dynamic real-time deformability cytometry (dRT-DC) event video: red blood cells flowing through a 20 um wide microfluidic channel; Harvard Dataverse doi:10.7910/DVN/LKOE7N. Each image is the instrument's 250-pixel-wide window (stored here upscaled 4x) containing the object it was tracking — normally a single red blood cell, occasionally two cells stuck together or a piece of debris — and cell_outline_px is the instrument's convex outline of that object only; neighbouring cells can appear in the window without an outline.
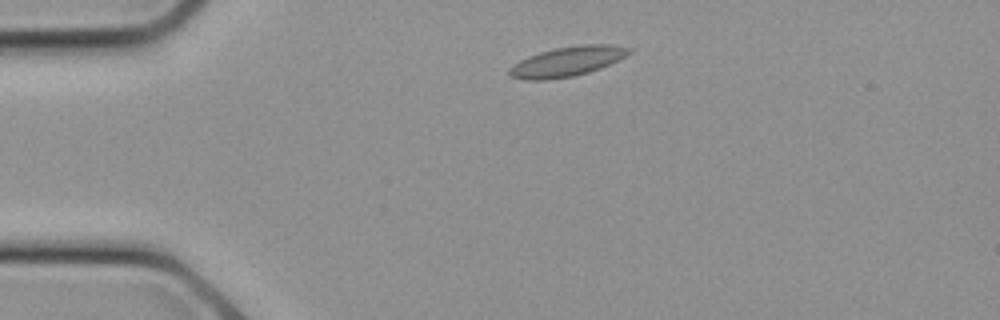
{"species": "common noctule bat (a hibernating species)", "species_latin": "Nyctalus noctula", "temperature_condition": "cold", "stored_images_in_passage": 10, "camera_frame_rate_fps": 3000, "um_per_image_px": 0.085, "animal": {"sex": "female", "body_mass_g": 21.9}, "frame": {"image": 1, "passage_image": 3, "time_ms": 0.667, "image_size_px": [1000, 320], "cell_outline_px": [[628, 52], [624, 56], [600, 68], [588, 72], [572, 76], [548, 80], [524, 80], [512, 76], [508, 72], [508, 68], [512, 64], [528, 56], [540, 52], [556, 48], [580, 44], [608, 44], [628, 48]], "centroid_in_image_um": [48.12, 5.23], "position_along_channel_um": 36.9, "area_um2": 20.4}}
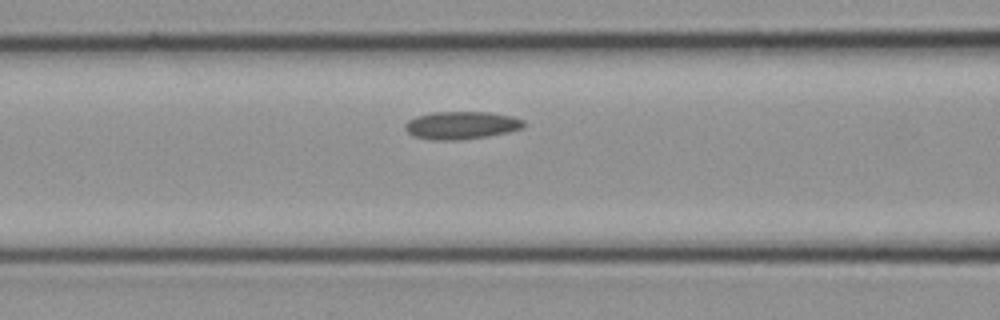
{"frame": {"image": 2, "passage_image": 8, "time_ms": 2.333, "image_size_px": [1000, 320], "cell_outline_px": [[524, 128], [508, 132], [488, 136], [460, 140], [428, 140], [412, 136], [404, 128], [404, 124], [408, 120], [416, 116], [432, 112], [488, 112], [512, 116], [524, 120]], "centroid_in_image_um": [39.19, 10.65], "position_along_channel_um": 127.4, "area_um2": 19.42}}
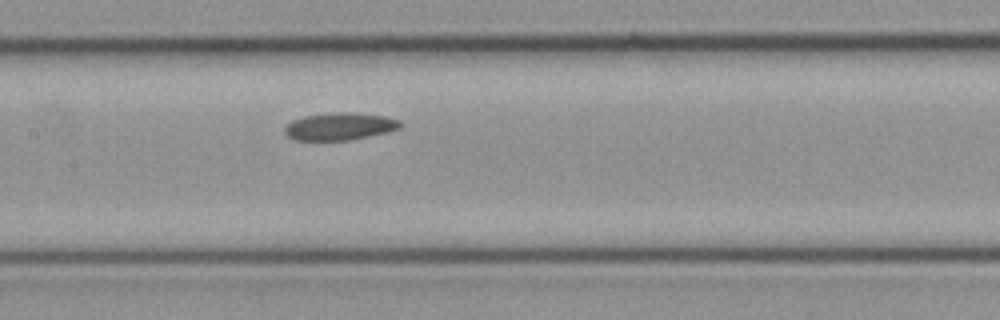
{"frame": {"image": 3, "passage_image": 10, "time_ms": 3.0, "image_size_px": [1000, 320], "cell_outline_px": [[404, 124], [400, 128], [388, 132], [348, 140], [292, 140], [284, 132], [284, 128], [292, 120], [304, 116], [384, 116], [400, 120]], "centroid_in_image_um": [28.86, 10.82], "position_along_channel_um": 178.5, "area_um2": 17.11}}